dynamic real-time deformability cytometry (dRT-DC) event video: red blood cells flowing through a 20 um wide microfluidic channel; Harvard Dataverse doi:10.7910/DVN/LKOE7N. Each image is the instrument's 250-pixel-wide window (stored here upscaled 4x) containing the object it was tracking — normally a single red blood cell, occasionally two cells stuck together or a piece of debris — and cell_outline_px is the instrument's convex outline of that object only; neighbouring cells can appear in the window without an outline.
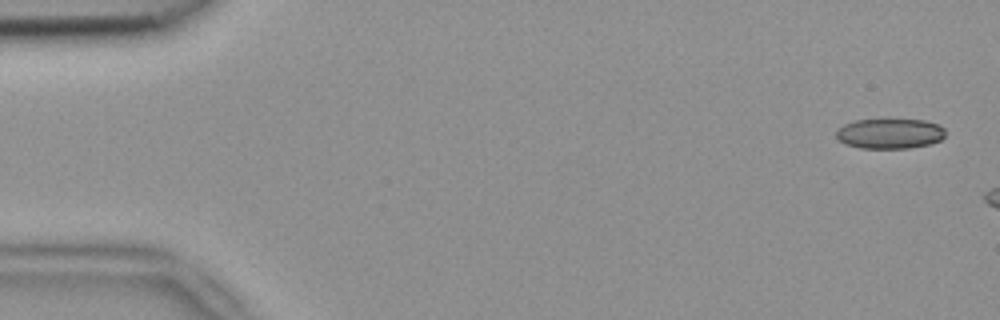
{"species": "common noctule bat (a hibernating species)", "species_latin": "Nyctalus noctula", "temperature_condition": "room temperature", "stored_images_in_passage": 2, "camera_frame_rate_fps": 3000, "um_per_image_px": 0.085, "animal": {"sex": "female", "body_mass_g": 18.4}, "frame": {"image": 1, "passage_image": 1, "time_ms": 0.0, "image_size_px": [1000, 320], "cell_outline_px": [[944, 136], [940, 140], [932, 144], [908, 148], [860, 148], [844, 144], [836, 140], [836, 128], [844, 124], [856, 120], [924, 120], [940, 124], [944, 128]], "centroid_in_image_um": [75.6, 11.36], "position_along_channel_um": 9.4, "area_um2": 19.36}}